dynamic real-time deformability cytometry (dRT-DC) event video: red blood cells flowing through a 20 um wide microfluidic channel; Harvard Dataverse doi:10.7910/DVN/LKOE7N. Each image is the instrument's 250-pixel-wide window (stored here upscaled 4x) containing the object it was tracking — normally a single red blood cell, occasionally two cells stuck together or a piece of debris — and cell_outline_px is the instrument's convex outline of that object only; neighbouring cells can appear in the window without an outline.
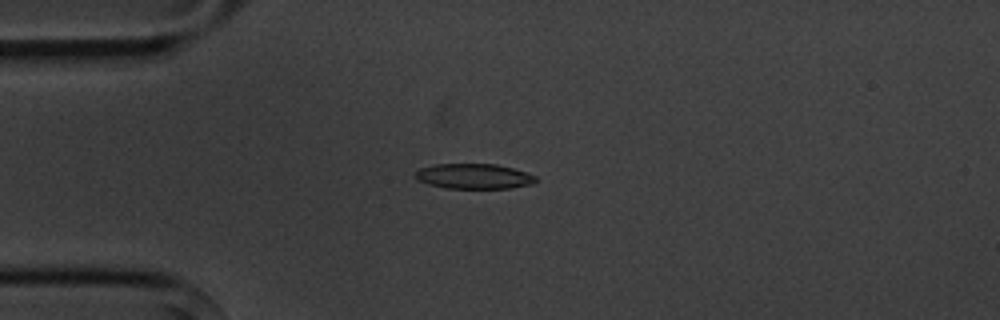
{"species": "common noctule bat (a hibernating species)", "species_latin": "Nyctalus noctula", "temperature_condition": "cold", "stored_images_in_passage": 6, "camera_frame_rate_fps": 3000, "um_per_image_px": 0.085, "animal": {"sex": "male", "body_mass_g": 20.1, "forearm_length_mm": 53.5}, "frame": {"image": 1, "passage_image": 4, "time_ms": 3.333, "image_size_px": [1000, 320], "cell_outline_px": [[536, 180], [532, 184], [508, 188], [444, 188], [428, 184], [416, 180], [412, 176], [412, 172], [420, 168], [436, 164], [496, 164], [512, 168], [536, 176]], "centroid_in_image_um": [40.19, 14.98], "position_along_channel_um": 44.8, "area_um2": 17.74}}
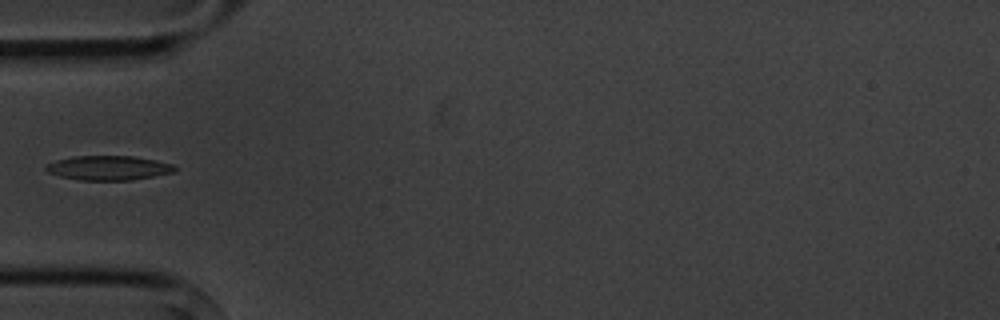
{"frame": {"image": 2, "passage_image": 5, "time_ms": 4.667, "image_size_px": [1000, 320], "cell_outline_px": [[176, 172], [132, 180], [80, 180], [60, 176], [48, 172], [44, 168], [44, 164], [56, 160], [72, 156], [132, 156], [156, 160], [172, 164], [176, 168]], "centroid_in_image_um": [9.2, 14.27], "position_along_channel_um": 75.8, "area_um2": 18.44}}
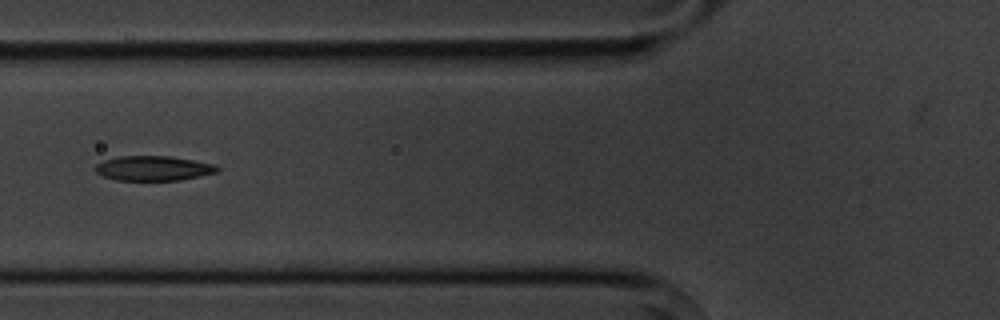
{"frame": {"image": 3, "passage_image": 6, "time_ms": 5.667, "image_size_px": [1000, 320], "cell_outline_px": [[220, 168], [216, 172], [200, 176], [180, 180], [116, 180], [104, 176], [96, 172], [96, 164], [104, 160], [120, 156], [172, 156], [216, 164]], "centroid_in_image_um": [13.07, 14.3], "position_along_channel_um": 112.7, "area_um2": 17.57}}